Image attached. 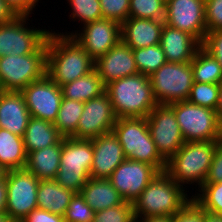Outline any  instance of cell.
<instances>
[{"label":"cell","mask_w":222,"mask_h":222,"mask_svg":"<svg viewBox=\"0 0 222 222\" xmlns=\"http://www.w3.org/2000/svg\"><path fill=\"white\" fill-rule=\"evenodd\" d=\"M217 118L222 127V81L219 83V96H218V104L216 107Z\"/></svg>","instance_id":"obj_48"},{"label":"cell","mask_w":222,"mask_h":222,"mask_svg":"<svg viewBox=\"0 0 222 222\" xmlns=\"http://www.w3.org/2000/svg\"><path fill=\"white\" fill-rule=\"evenodd\" d=\"M29 17L31 15H17L12 21L0 24V57L34 53L46 41L50 31L30 28Z\"/></svg>","instance_id":"obj_10"},{"label":"cell","mask_w":222,"mask_h":222,"mask_svg":"<svg viewBox=\"0 0 222 222\" xmlns=\"http://www.w3.org/2000/svg\"><path fill=\"white\" fill-rule=\"evenodd\" d=\"M8 172L9 170L5 166L0 164V181L5 180L7 178Z\"/></svg>","instance_id":"obj_50"},{"label":"cell","mask_w":222,"mask_h":222,"mask_svg":"<svg viewBox=\"0 0 222 222\" xmlns=\"http://www.w3.org/2000/svg\"><path fill=\"white\" fill-rule=\"evenodd\" d=\"M185 142L220 141L222 127L216 110L179 101L170 104Z\"/></svg>","instance_id":"obj_8"},{"label":"cell","mask_w":222,"mask_h":222,"mask_svg":"<svg viewBox=\"0 0 222 222\" xmlns=\"http://www.w3.org/2000/svg\"><path fill=\"white\" fill-rule=\"evenodd\" d=\"M95 211L80 193H75L64 214L65 222H93Z\"/></svg>","instance_id":"obj_37"},{"label":"cell","mask_w":222,"mask_h":222,"mask_svg":"<svg viewBox=\"0 0 222 222\" xmlns=\"http://www.w3.org/2000/svg\"><path fill=\"white\" fill-rule=\"evenodd\" d=\"M218 141L185 142L166 161L165 173L183 188L186 184L205 183Z\"/></svg>","instance_id":"obj_4"},{"label":"cell","mask_w":222,"mask_h":222,"mask_svg":"<svg viewBox=\"0 0 222 222\" xmlns=\"http://www.w3.org/2000/svg\"><path fill=\"white\" fill-rule=\"evenodd\" d=\"M62 138L55 144L27 154L25 169L39 180H55L60 167Z\"/></svg>","instance_id":"obj_23"},{"label":"cell","mask_w":222,"mask_h":222,"mask_svg":"<svg viewBox=\"0 0 222 222\" xmlns=\"http://www.w3.org/2000/svg\"><path fill=\"white\" fill-rule=\"evenodd\" d=\"M149 78L158 104L187 101L194 82L191 62H166Z\"/></svg>","instance_id":"obj_9"},{"label":"cell","mask_w":222,"mask_h":222,"mask_svg":"<svg viewBox=\"0 0 222 222\" xmlns=\"http://www.w3.org/2000/svg\"><path fill=\"white\" fill-rule=\"evenodd\" d=\"M165 3L162 0H130L129 18L164 20Z\"/></svg>","instance_id":"obj_35"},{"label":"cell","mask_w":222,"mask_h":222,"mask_svg":"<svg viewBox=\"0 0 222 222\" xmlns=\"http://www.w3.org/2000/svg\"><path fill=\"white\" fill-rule=\"evenodd\" d=\"M27 152L23 137L0 128V164L8 170L25 169Z\"/></svg>","instance_id":"obj_27"},{"label":"cell","mask_w":222,"mask_h":222,"mask_svg":"<svg viewBox=\"0 0 222 222\" xmlns=\"http://www.w3.org/2000/svg\"><path fill=\"white\" fill-rule=\"evenodd\" d=\"M93 222H136L132 203L124 201L121 205L97 211Z\"/></svg>","instance_id":"obj_36"},{"label":"cell","mask_w":222,"mask_h":222,"mask_svg":"<svg viewBox=\"0 0 222 222\" xmlns=\"http://www.w3.org/2000/svg\"><path fill=\"white\" fill-rule=\"evenodd\" d=\"M163 20L128 18L121 24V40L132 49L160 44Z\"/></svg>","instance_id":"obj_20"},{"label":"cell","mask_w":222,"mask_h":222,"mask_svg":"<svg viewBox=\"0 0 222 222\" xmlns=\"http://www.w3.org/2000/svg\"><path fill=\"white\" fill-rule=\"evenodd\" d=\"M105 88L106 86L95 69L87 75L61 86L64 98L83 103L103 94Z\"/></svg>","instance_id":"obj_28"},{"label":"cell","mask_w":222,"mask_h":222,"mask_svg":"<svg viewBox=\"0 0 222 222\" xmlns=\"http://www.w3.org/2000/svg\"><path fill=\"white\" fill-rule=\"evenodd\" d=\"M17 14L7 4L5 0H0V24H5L12 21Z\"/></svg>","instance_id":"obj_45"},{"label":"cell","mask_w":222,"mask_h":222,"mask_svg":"<svg viewBox=\"0 0 222 222\" xmlns=\"http://www.w3.org/2000/svg\"><path fill=\"white\" fill-rule=\"evenodd\" d=\"M146 121L158 152L167 161L185 143L173 107L157 104Z\"/></svg>","instance_id":"obj_12"},{"label":"cell","mask_w":222,"mask_h":222,"mask_svg":"<svg viewBox=\"0 0 222 222\" xmlns=\"http://www.w3.org/2000/svg\"><path fill=\"white\" fill-rule=\"evenodd\" d=\"M172 222H204V210L192 198L178 213L172 216Z\"/></svg>","instance_id":"obj_40"},{"label":"cell","mask_w":222,"mask_h":222,"mask_svg":"<svg viewBox=\"0 0 222 222\" xmlns=\"http://www.w3.org/2000/svg\"><path fill=\"white\" fill-rule=\"evenodd\" d=\"M7 182L6 214L14 222H21L38 208L37 191L40 180L26 169L9 170Z\"/></svg>","instance_id":"obj_11"},{"label":"cell","mask_w":222,"mask_h":222,"mask_svg":"<svg viewBox=\"0 0 222 222\" xmlns=\"http://www.w3.org/2000/svg\"><path fill=\"white\" fill-rule=\"evenodd\" d=\"M165 4H167L170 0H162Z\"/></svg>","instance_id":"obj_52"},{"label":"cell","mask_w":222,"mask_h":222,"mask_svg":"<svg viewBox=\"0 0 222 222\" xmlns=\"http://www.w3.org/2000/svg\"><path fill=\"white\" fill-rule=\"evenodd\" d=\"M193 81L219 84L222 81V69L217 60L202 46L191 61Z\"/></svg>","instance_id":"obj_29"},{"label":"cell","mask_w":222,"mask_h":222,"mask_svg":"<svg viewBox=\"0 0 222 222\" xmlns=\"http://www.w3.org/2000/svg\"><path fill=\"white\" fill-rule=\"evenodd\" d=\"M219 96V84L193 82L188 102L216 110Z\"/></svg>","instance_id":"obj_33"},{"label":"cell","mask_w":222,"mask_h":222,"mask_svg":"<svg viewBox=\"0 0 222 222\" xmlns=\"http://www.w3.org/2000/svg\"><path fill=\"white\" fill-rule=\"evenodd\" d=\"M158 173L148 163L126 158L108 179L124 201L133 203Z\"/></svg>","instance_id":"obj_17"},{"label":"cell","mask_w":222,"mask_h":222,"mask_svg":"<svg viewBox=\"0 0 222 222\" xmlns=\"http://www.w3.org/2000/svg\"><path fill=\"white\" fill-rule=\"evenodd\" d=\"M201 46L217 60L222 69V29L207 32Z\"/></svg>","instance_id":"obj_41"},{"label":"cell","mask_w":222,"mask_h":222,"mask_svg":"<svg viewBox=\"0 0 222 222\" xmlns=\"http://www.w3.org/2000/svg\"><path fill=\"white\" fill-rule=\"evenodd\" d=\"M222 181V140L218 141L205 183Z\"/></svg>","instance_id":"obj_42"},{"label":"cell","mask_w":222,"mask_h":222,"mask_svg":"<svg viewBox=\"0 0 222 222\" xmlns=\"http://www.w3.org/2000/svg\"><path fill=\"white\" fill-rule=\"evenodd\" d=\"M204 222H222V216L204 211Z\"/></svg>","instance_id":"obj_49"},{"label":"cell","mask_w":222,"mask_h":222,"mask_svg":"<svg viewBox=\"0 0 222 222\" xmlns=\"http://www.w3.org/2000/svg\"><path fill=\"white\" fill-rule=\"evenodd\" d=\"M61 138L54 123L31 117L23 135V142L28 154L55 145Z\"/></svg>","instance_id":"obj_26"},{"label":"cell","mask_w":222,"mask_h":222,"mask_svg":"<svg viewBox=\"0 0 222 222\" xmlns=\"http://www.w3.org/2000/svg\"><path fill=\"white\" fill-rule=\"evenodd\" d=\"M31 117L54 123L62 101L61 87L46 74L21 91Z\"/></svg>","instance_id":"obj_14"},{"label":"cell","mask_w":222,"mask_h":222,"mask_svg":"<svg viewBox=\"0 0 222 222\" xmlns=\"http://www.w3.org/2000/svg\"><path fill=\"white\" fill-rule=\"evenodd\" d=\"M112 132L127 159L148 163L159 172L165 171L166 160L152 140L146 118H117Z\"/></svg>","instance_id":"obj_5"},{"label":"cell","mask_w":222,"mask_h":222,"mask_svg":"<svg viewBox=\"0 0 222 222\" xmlns=\"http://www.w3.org/2000/svg\"><path fill=\"white\" fill-rule=\"evenodd\" d=\"M117 121L110 97L105 91L98 97L84 103V109L79 119L75 139H92L112 132Z\"/></svg>","instance_id":"obj_15"},{"label":"cell","mask_w":222,"mask_h":222,"mask_svg":"<svg viewBox=\"0 0 222 222\" xmlns=\"http://www.w3.org/2000/svg\"><path fill=\"white\" fill-rule=\"evenodd\" d=\"M57 33L72 36L96 61L121 40V25L113 20L101 18L83 25L82 30H75L74 33Z\"/></svg>","instance_id":"obj_13"},{"label":"cell","mask_w":222,"mask_h":222,"mask_svg":"<svg viewBox=\"0 0 222 222\" xmlns=\"http://www.w3.org/2000/svg\"><path fill=\"white\" fill-rule=\"evenodd\" d=\"M160 45L164 51L167 62H191L201 43L187 32L164 24Z\"/></svg>","instance_id":"obj_22"},{"label":"cell","mask_w":222,"mask_h":222,"mask_svg":"<svg viewBox=\"0 0 222 222\" xmlns=\"http://www.w3.org/2000/svg\"><path fill=\"white\" fill-rule=\"evenodd\" d=\"M136 222H172V216L145 217L136 219Z\"/></svg>","instance_id":"obj_47"},{"label":"cell","mask_w":222,"mask_h":222,"mask_svg":"<svg viewBox=\"0 0 222 222\" xmlns=\"http://www.w3.org/2000/svg\"><path fill=\"white\" fill-rule=\"evenodd\" d=\"M93 143L91 139L62 137L60 167L55 181L66 189L80 193L91 178Z\"/></svg>","instance_id":"obj_6"},{"label":"cell","mask_w":222,"mask_h":222,"mask_svg":"<svg viewBox=\"0 0 222 222\" xmlns=\"http://www.w3.org/2000/svg\"><path fill=\"white\" fill-rule=\"evenodd\" d=\"M185 188L159 172L132 203L135 218L174 216L191 199Z\"/></svg>","instance_id":"obj_3"},{"label":"cell","mask_w":222,"mask_h":222,"mask_svg":"<svg viewBox=\"0 0 222 222\" xmlns=\"http://www.w3.org/2000/svg\"><path fill=\"white\" fill-rule=\"evenodd\" d=\"M80 194L95 212L121 205L124 202L109 179L90 178Z\"/></svg>","instance_id":"obj_24"},{"label":"cell","mask_w":222,"mask_h":222,"mask_svg":"<svg viewBox=\"0 0 222 222\" xmlns=\"http://www.w3.org/2000/svg\"><path fill=\"white\" fill-rule=\"evenodd\" d=\"M31 114L21 92H0V128L23 137Z\"/></svg>","instance_id":"obj_21"},{"label":"cell","mask_w":222,"mask_h":222,"mask_svg":"<svg viewBox=\"0 0 222 222\" xmlns=\"http://www.w3.org/2000/svg\"><path fill=\"white\" fill-rule=\"evenodd\" d=\"M83 109V102L64 97L62 98L54 126L63 138L72 137L76 133Z\"/></svg>","instance_id":"obj_30"},{"label":"cell","mask_w":222,"mask_h":222,"mask_svg":"<svg viewBox=\"0 0 222 222\" xmlns=\"http://www.w3.org/2000/svg\"><path fill=\"white\" fill-rule=\"evenodd\" d=\"M75 192L64 188L55 180H40L37 191V206L64 216Z\"/></svg>","instance_id":"obj_25"},{"label":"cell","mask_w":222,"mask_h":222,"mask_svg":"<svg viewBox=\"0 0 222 222\" xmlns=\"http://www.w3.org/2000/svg\"><path fill=\"white\" fill-rule=\"evenodd\" d=\"M21 222H65L64 217L50 211L36 208L31 211Z\"/></svg>","instance_id":"obj_43"},{"label":"cell","mask_w":222,"mask_h":222,"mask_svg":"<svg viewBox=\"0 0 222 222\" xmlns=\"http://www.w3.org/2000/svg\"><path fill=\"white\" fill-rule=\"evenodd\" d=\"M47 42L34 53L0 57V87L2 91L21 92L46 74Z\"/></svg>","instance_id":"obj_7"},{"label":"cell","mask_w":222,"mask_h":222,"mask_svg":"<svg viewBox=\"0 0 222 222\" xmlns=\"http://www.w3.org/2000/svg\"><path fill=\"white\" fill-rule=\"evenodd\" d=\"M93 162L91 178L108 179L113 171L126 159L123 148L113 132L92 138Z\"/></svg>","instance_id":"obj_19"},{"label":"cell","mask_w":222,"mask_h":222,"mask_svg":"<svg viewBox=\"0 0 222 222\" xmlns=\"http://www.w3.org/2000/svg\"><path fill=\"white\" fill-rule=\"evenodd\" d=\"M49 32L47 36L46 75L60 87L94 70L95 61L69 35Z\"/></svg>","instance_id":"obj_1"},{"label":"cell","mask_w":222,"mask_h":222,"mask_svg":"<svg viewBox=\"0 0 222 222\" xmlns=\"http://www.w3.org/2000/svg\"><path fill=\"white\" fill-rule=\"evenodd\" d=\"M0 222H14L6 213H0Z\"/></svg>","instance_id":"obj_51"},{"label":"cell","mask_w":222,"mask_h":222,"mask_svg":"<svg viewBox=\"0 0 222 222\" xmlns=\"http://www.w3.org/2000/svg\"><path fill=\"white\" fill-rule=\"evenodd\" d=\"M200 193L192 194L194 201L206 212L222 216V181L217 183H204L198 190Z\"/></svg>","instance_id":"obj_32"},{"label":"cell","mask_w":222,"mask_h":222,"mask_svg":"<svg viewBox=\"0 0 222 222\" xmlns=\"http://www.w3.org/2000/svg\"><path fill=\"white\" fill-rule=\"evenodd\" d=\"M71 6L69 18L80 21L83 25L102 18L99 0H67Z\"/></svg>","instance_id":"obj_34"},{"label":"cell","mask_w":222,"mask_h":222,"mask_svg":"<svg viewBox=\"0 0 222 222\" xmlns=\"http://www.w3.org/2000/svg\"><path fill=\"white\" fill-rule=\"evenodd\" d=\"M94 69L105 86L114 80L139 73L133 49L122 40L95 61Z\"/></svg>","instance_id":"obj_18"},{"label":"cell","mask_w":222,"mask_h":222,"mask_svg":"<svg viewBox=\"0 0 222 222\" xmlns=\"http://www.w3.org/2000/svg\"><path fill=\"white\" fill-rule=\"evenodd\" d=\"M164 23L187 32L203 43L207 28L205 0H170L165 4Z\"/></svg>","instance_id":"obj_16"},{"label":"cell","mask_w":222,"mask_h":222,"mask_svg":"<svg viewBox=\"0 0 222 222\" xmlns=\"http://www.w3.org/2000/svg\"><path fill=\"white\" fill-rule=\"evenodd\" d=\"M17 15H31L39 0H5ZM37 3V4H36Z\"/></svg>","instance_id":"obj_44"},{"label":"cell","mask_w":222,"mask_h":222,"mask_svg":"<svg viewBox=\"0 0 222 222\" xmlns=\"http://www.w3.org/2000/svg\"><path fill=\"white\" fill-rule=\"evenodd\" d=\"M7 205V182L6 179L0 181V213L6 212Z\"/></svg>","instance_id":"obj_46"},{"label":"cell","mask_w":222,"mask_h":222,"mask_svg":"<svg viewBox=\"0 0 222 222\" xmlns=\"http://www.w3.org/2000/svg\"><path fill=\"white\" fill-rule=\"evenodd\" d=\"M207 32L222 29V0H205Z\"/></svg>","instance_id":"obj_39"},{"label":"cell","mask_w":222,"mask_h":222,"mask_svg":"<svg viewBox=\"0 0 222 222\" xmlns=\"http://www.w3.org/2000/svg\"><path fill=\"white\" fill-rule=\"evenodd\" d=\"M117 118H146L158 104L147 75H135L114 80L106 85Z\"/></svg>","instance_id":"obj_2"},{"label":"cell","mask_w":222,"mask_h":222,"mask_svg":"<svg viewBox=\"0 0 222 222\" xmlns=\"http://www.w3.org/2000/svg\"><path fill=\"white\" fill-rule=\"evenodd\" d=\"M102 18L113 20L120 25L129 18L130 0H99Z\"/></svg>","instance_id":"obj_38"},{"label":"cell","mask_w":222,"mask_h":222,"mask_svg":"<svg viewBox=\"0 0 222 222\" xmlns=\"http://www.w3.org/2000/svg\"><path fill=\"white\" fill-rule=\"evenodd\" d=\"M133 54L139 73L147 76H150L167 62L160 44L133 49Z\"/></svg>","instance_id":"obj_31"}]
</instances>
